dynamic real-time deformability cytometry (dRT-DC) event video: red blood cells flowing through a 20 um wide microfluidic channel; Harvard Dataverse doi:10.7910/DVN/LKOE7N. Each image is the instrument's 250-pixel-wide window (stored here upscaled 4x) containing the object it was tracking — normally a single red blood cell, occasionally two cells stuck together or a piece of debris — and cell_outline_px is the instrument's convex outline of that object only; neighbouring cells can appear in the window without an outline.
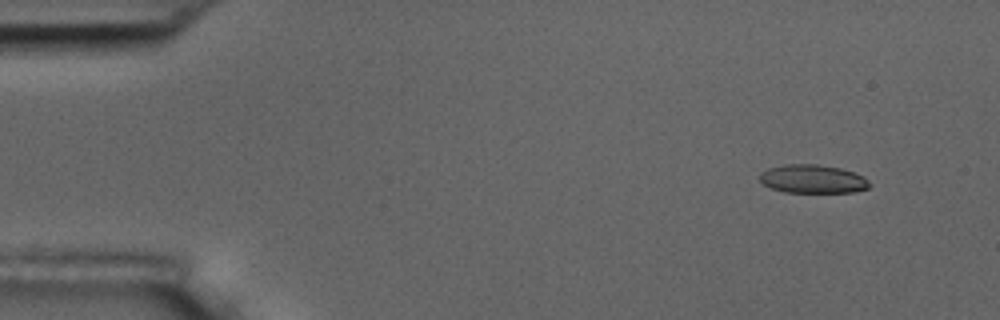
{"species": "common noctule bat (a hibernating species)", "species_latin": "Nyctalus noctula", "temperature_condition": "room temperature", "stored_images_in_passage": 4, "camera_frame_rate_fps": 3000, "um_per_image_px": 0.085, "animal": {"sex": "male", "body_mass_g": 17.5, "forearm_length_mm": 52.3}, "frame": {"image": 1, "passage_image": 1, "time_ms": 0.0, "image_size_px": [1000, 320], "cell_outline_px": [[872, 184], [868, 188], [852, 192], [784, 192], [772, 188], [764, 184], [760, 180], [760, 172], [768, 168], [784, 164], [816, 164], [840, 168], [856, 172], [864, 176]], "centroid_in_image_um": [69.1, 15.2], "position_along_channel_um": 15.9, "area_um2": 18.32}}
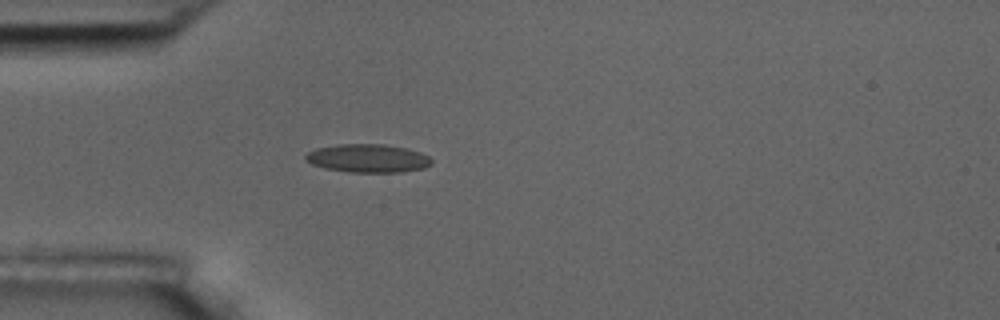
{"frame": {"image": 2, "passage_image": 4, "time_ms": 3.667, "image_size_px": [1000, 320], "cell_outline_px": [[432, 164], [424, 168], [400, 172], [352, 172], [324, 168], [312, 164], [304, 156], [308, 152], [316, 148], [336, 144], [384, 144], [404, 148], [420, 152], [428, 156], [432, 160]], "centroid_in_image_um": [31.27, 13.45], "position_along_channel_um": 53.7, "area_um2": 20.69}}